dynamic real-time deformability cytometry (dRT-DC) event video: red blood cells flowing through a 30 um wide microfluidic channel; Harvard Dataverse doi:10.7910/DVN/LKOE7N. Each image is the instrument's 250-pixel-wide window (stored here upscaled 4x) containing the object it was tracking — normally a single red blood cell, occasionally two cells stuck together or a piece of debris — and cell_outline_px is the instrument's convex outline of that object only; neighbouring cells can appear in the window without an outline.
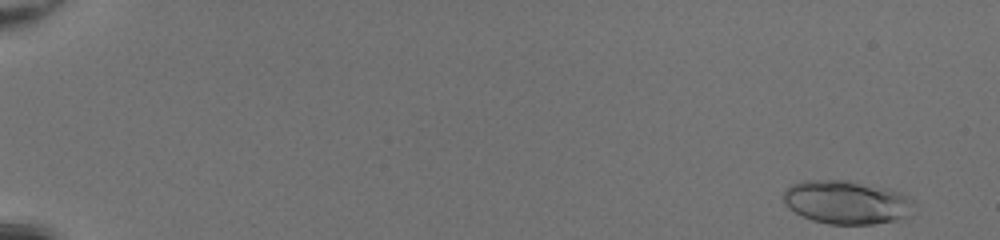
{"species": "common noctule bat (a hibernating species)", "species_latin": "Nyctalus noctula", "temperature_condition": "room temperature", "stored_images_in_passage": 48, "camera_frame_rate_fps": 3000, "um_per_image_px": 0.085, "animal": {"sex": "female", "body_mass_g": 20.0, "forearm_length_mm": 54.0}, "frame": {"image": 1, "passage_image": 1, "time_ms": 0.0, "image_size_px": [1000, 240], "cell_outline_px": [[912, 200], [908, 216], [896, 220], [872, 224], [828, 224], [812, 220], [788, 208], [784, 204], [784, 188], [792, 184], [804, 180], [848, 180], [888, 188], [900, 192], [908, 196]], "centroid_in_image_um": [71.92, 17.18], "position_along_channel_um": 13.1, "area_um2": 33.0}}
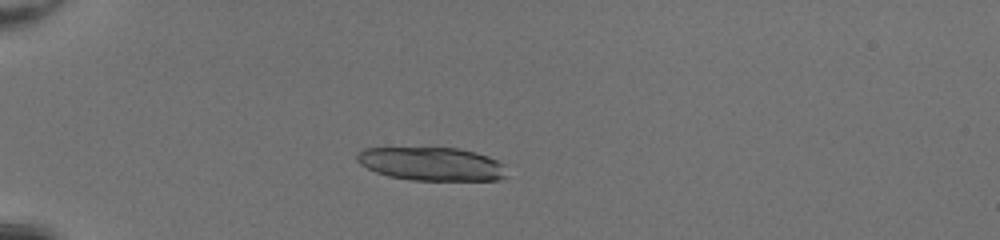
{"frame": {"image": 2, "passage_image": 14, "time_ms": 4.333, "image_size_px": [1000, 240], "cell_outline_px": [[508, 176], [500, 180], [412, 180], [388, 176], [376, 172], [360, 164], [356, 160], [356, 152], [364, 148], [460, 148], [476, 152], [488, 156], [504, 164]], "centroid_in_image_um": [36.71, 13.93], "position_along_channel_um": 48.3, "area_um2": 29.36}}